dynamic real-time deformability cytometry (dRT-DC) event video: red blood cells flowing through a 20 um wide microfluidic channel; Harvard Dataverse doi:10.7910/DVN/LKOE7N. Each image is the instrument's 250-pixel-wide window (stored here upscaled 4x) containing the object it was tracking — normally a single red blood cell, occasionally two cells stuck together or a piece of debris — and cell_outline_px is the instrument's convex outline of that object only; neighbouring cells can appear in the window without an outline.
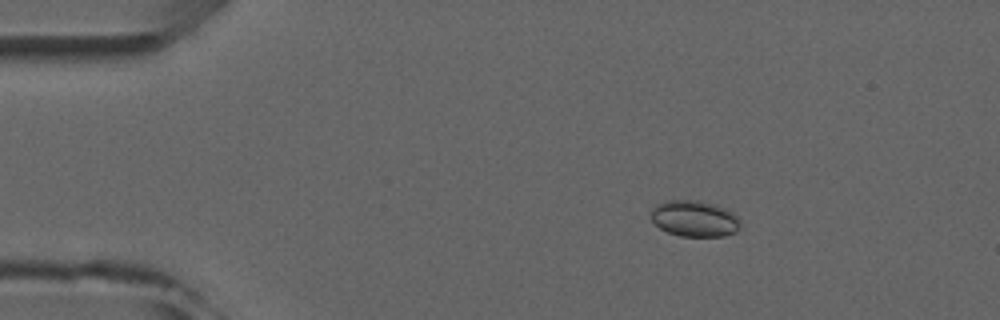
{"species": "common noctule bat (a hibernating species)", "species_latin": "Nyctalus noctula", "temperature_condition": "room temperature", "stored_images_in_passage": 5, "camera_frame_rate_fps": 3000, "um_per_image_px": 0.085, "animal": {"sex": "male", "forearm_length_mm": 52.5}, "frame": {"image": 1, "passage_image": 3, "time_ms": 2.333, "image_size_px": [1000, 320], "cell_outline_px": [[740, 228], [736, 232], [724, 236], [680, 236], [668, 232], [660, 228], [652, 220], [652, 208], [656, 204], [668, 200], [700, 200], [716, 204], [732, 212], [736, 216], [740, 224]], "centroid_in_image_um": [59.04, 18.57], "position_along_channel_um": 26.0, "area_um2": 18.84}}
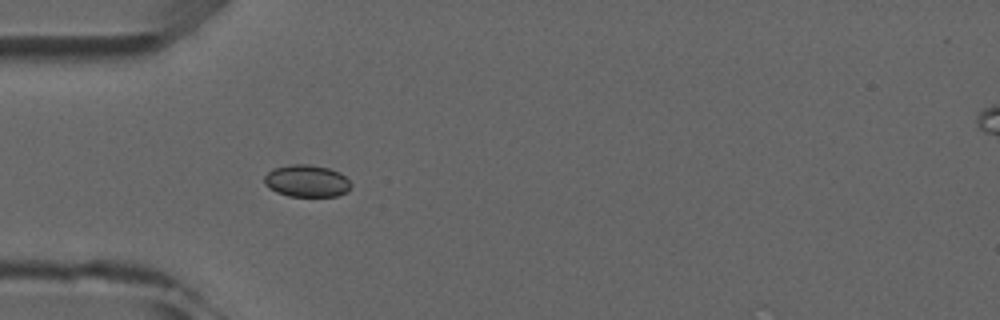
{"frame": {"image": 2, "passage_image": 5, "time_ms": 4.667, "image_size_px": [1000, 320], "cell_outline_px": [[352, 184], [348, 192], [336, 196], [288, 196], [276, 192], [268, 188], [264, 184], [264, 176], [272, 168], [292, 164], [308, 164], [328, 168], [340, 172]], "centroid_in_image_um": [26.06, 15.38], "position_along_channel_um": 58.9, "area_um2": 16.36}}